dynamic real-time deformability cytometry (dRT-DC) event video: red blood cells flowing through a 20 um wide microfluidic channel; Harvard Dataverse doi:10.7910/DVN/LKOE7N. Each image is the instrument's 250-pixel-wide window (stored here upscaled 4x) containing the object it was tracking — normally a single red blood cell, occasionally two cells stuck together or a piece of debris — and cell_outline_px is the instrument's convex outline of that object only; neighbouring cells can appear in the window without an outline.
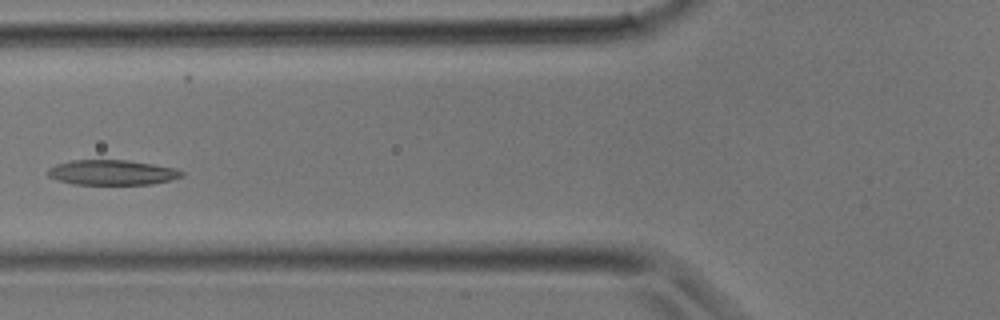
{"species": "common noctule bat (a hibernating species)", "species_latin": "Nyctalus noctula", "temperature_condition": "room temperature", "stored_images_in_passage": 30, "camera_frame_rate_fps": 3000, "um_per_image_px": 0.085, "animal": {"sex": "male", "body_mass_g": 17.9}, "frame": {"image": 1, "passage_image": 10, "time_ms": 3.0, "image_size_px": [1000, 320], "cell_outline_px": [[184, 176], [172, 180], [152, 184], [72, 184], [48, 176], [48, 168], [56, 164], [72, 160], [128, 160], [176, 168], [184, 172]], "centroid_in_image_um": [9.56, 14.66], "position_along_channel_um": 116.2, "area_um2": 19.54}}
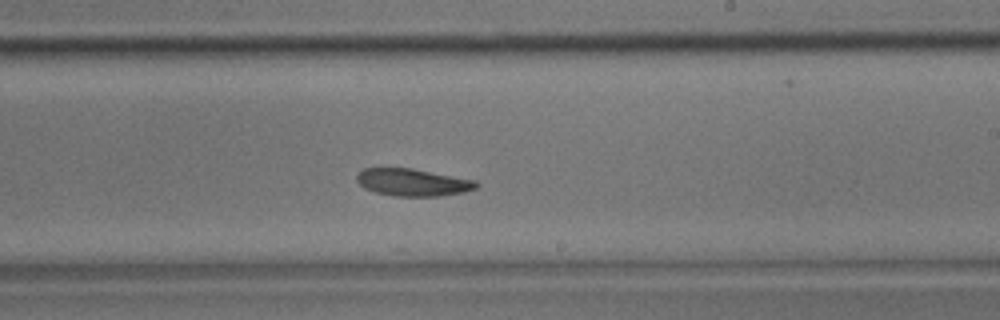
{"frame": {"image": 2, "passage_image": 17, "time_ms": 5.333, "image_size_px": [1000, 320], "cell_outline_px": [[480, 184], [476, 188], [464, 192], [440, 196], [392, 196], [376, 192], [364, 188], [356, 180], [356, 176], [364, 168], [412, 168], [476, 180]], "centroid_in_image_um": [35.1, 15.5], "position_along_channel_um": 253.9, "area_um2": 19.07}}
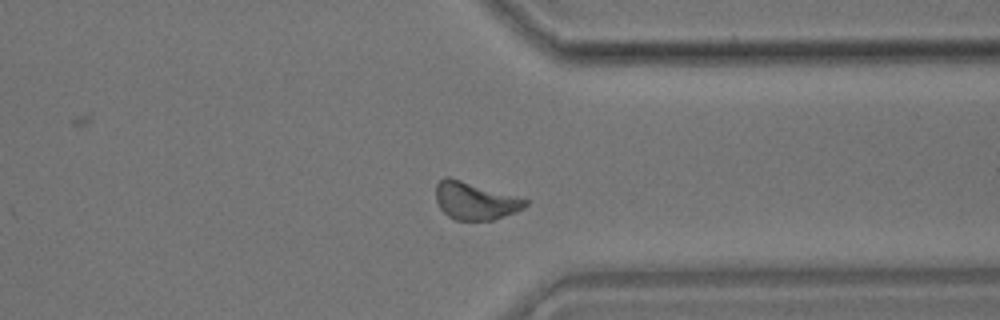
{"frame": {"image": 3, "passage_image": 23, "time_ms": 7.333, "image_size_px": [1000, 320], "cell_outline_px": [[532, 200], [524, 208], [516, 212], [492, 220], [456, 220], [448, 216], [440, 208], [436, 200], [436, 184], [444, 176], [448, 176]], "centroid_in_image_um": [40.41, 17.06], "position_along_channel_um": 371.0, "area_um2": 19.77}}